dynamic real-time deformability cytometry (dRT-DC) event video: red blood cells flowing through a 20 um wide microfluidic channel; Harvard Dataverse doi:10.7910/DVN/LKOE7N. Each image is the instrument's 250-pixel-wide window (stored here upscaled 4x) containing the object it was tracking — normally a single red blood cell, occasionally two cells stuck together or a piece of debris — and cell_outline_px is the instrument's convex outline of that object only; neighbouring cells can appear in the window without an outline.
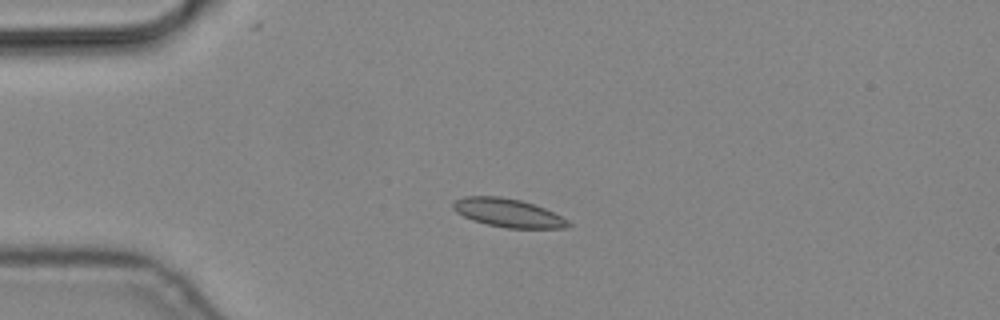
{"species": "common noctule bat (a hibernating species)", "species_latin": "Nyctalus noctula", "temperature_condition": "cold", "stored_images_in_passage": 5, "camera_frame_rate_fps": 3000, "um_per_image_px": 0.085, "animal": {"sex": "male", "body_mass_g": 19.2, "forearm_length_mm": 51.8}, "frame": {"image": 1, "passage_image": 4, "time_ms": 1.0, "image_size_px": [1000, 320], "cell_outline_px": [[572, 224], [564, 228], [508, 228], [488, 224], [472, 220], [456, 212], [452, 208], [452, 204], [456, 200], [464, 196], [500, 196], [520, 200], [544, 208], [568, 220]], "centroid_in_image_um": [43.16, 18.09], "position_along_channel_um": 41.8, "area_um2": 18.9}}